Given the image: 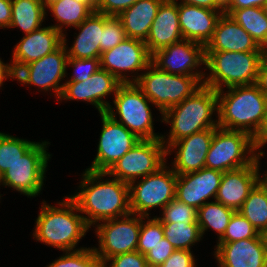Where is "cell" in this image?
I'll return each mask as SVG.
<instances>
[{
	"mask_svg": "<svg viewBox=\"0 0 267 267\" xmlns=\"http://www.w3.org/2000/svg\"><path fill=\"white\" fill-rule=\"evenodd\" d=\"M122 83L111 73L100 68L86 81L65 82L58 101L78 100L89 102L100 113H105L111 105L106 96L116 94ZM105 99V100H104Z\"/></svg>",
	"mask_w": 267,
	"mask_h": 267,
	"instance_id": "obj_17",
	"label": "cell"
},
{
	"mask_svg": "<svg viewBox=\"0 0 267 267\" xmlns=\"http://www.w3.org/2000/svg\"><path fill=\"white\" fill-rule=\"evenodd\" d=\"M151 59L145 41L127 37L116 47L101 53L100 68L121 83H135L140 77L138 71H144L151 64ZM128 72L134 73L132 77L127 75Z\"/></svg>",
	"mask_w": 267,
	"mask_h": 267,
	"instance_id": "obj_13",
	"label": "cell"
},
{
	"mask_svg": "<svg viewBox=\"0 0 267 267\" xmlns=\"http://www.w3.org/2000/svg\"><path fill=\"white\" fill-rule=\"evenodd\" d=\"M260 177L258 158L251 165L223 172L215 200L238 211Z\"/></svg>",
	"mask_w": 267,
	"mask_h": 267,
	"instance_id": "obj_20",
	"label": "cell"
},
{
	"mask_svg": "<svg viewBox=\"0 0 267 267\" xmlns=\"http://www.w3.org/2000/svg\"><path fill=\"white\" fill-rule=\"evenodd\" d=\"M232 0H217V3L225 10Z\"/></svg>",
	"mask_w": 267,
	"mask_h": 267,
	"instance_id": "obj_52",
	"label": "cell"
},
{
	"mask_svg": "<svg viewBox=\"0 0 267 267\" xmlns=\"http://www.w3.org/2000/svg\"><path fill=\"white\" fill-rule=\"evenodd\" d=\"M218 267H267V252L261 235L233 242H217Z\"/></svg>",
	"mask_w": 267,
	"mask_h": 267,
	"instance_id": "obj_22",
	"label": "cell"
},
{
	"mask_svg": "<svg viewBox=\"0 0 267 267\" xmlns=\"http://www.w3.org/2000/svg\"><path fill=\"white\" fill-rule=\"evenodd\" d=\"M174 251L175 248L167 238L164 237L145 255L148 266H160Z\"/></svg>",
	"mask_w": 267,
	"mask_h": 267,
	"instance_id": "obj_42",
	"label": "cell"
},
{
	"mask_svg": "<svg viewBox=\"0 0 267 267\" xmlns=\"http://www.w3.org/2000/svg\"><path fill=\"white\" fill-rule=\"evenodd\" d=\"M163 238V225L157 216L153 217L152 219L141 216V227L137 251L143 255H146Z\"/></svg>",
	"mask_w": 267,
	"mask_h": 267,
	"instance_id": "obj_36",
	"label": "cell"
},
{
	"mask_svg": "<svg viewBox=\"0 0 267 267\" xmlns=\"http://www.w3.org/2000/svg\"><path fill=\"white\" fill-rule=\"evenodd\" d=\"M63 44V35L50 26L25 34L14 46L11 67L14 74L28 63L39 60Z\"/></svg>",
	"mask_w": 267,
	"mask_h": 267,
	"instance_id": "obj_21",
	"label": "cell"
},
{
	"mask_svg": "<svg viewBox=\"0 0 267 267\" xmlns=\"http://www.w3.org/2000/svg\"><path fill=\"white\" fill-rule=\"evenodd\" d=\"M265 56V52H205L204 68L210 73L205 74L203 85L219 91L255 84Z\"/></svg>",
	"mask_w": 267,
	"mask_h": 267,
	"instance_id": "obj_5",
	"label": "cell"
},
{
	"mask_svg": "<svg viewBox=\"0 0 267 267\" xmlns=\"http://www.w3.org/2000/svg\"><path fill=\"white\" fill-rule=\"evenodd\" d=\"M215 129L209 128L184 137L166 149L167 156L171 155V152H175L176 156L171 163V168L177 175L196 172L205 167L206 155Z\"/></svg>",
	"mask_w": 267,
	"mask_h": 267,
	"instance_id": "obj_18",
	"label": "cell"
},
{
	"mask_svg": "<svg viewBox=\"0 0 267 267\" xmlns=\"http://www.w3.org/2000/svg\"><path fill=\"white\" fill-rule=\"evenodd\" d=\"M68 65L74 68V74H72L70 79L66 82H81L88 80L93 73L100 69V59L68 58L67 66Z\"/></svg>",
	"mask_w": 267,
	"mask_h": 267,
	"instance_id": "obj_40",
	"label": "cell"
},
{
	"mask_svg": "<svg viewBox=\"0 0 267 267\" xmlns=\"http://www.w3.org/2000/svg\"><path fill=\"white\" fill-rule=\"evenodd\" d=\"M166 147L161 139L140 140L106 173L109 177L130 183L157 172L167 162Z\"/></svg>",
	"mask_w": 267,
	"mask_h": 267,
	"instance_id": "obj_11",
	"label": "cell"
},
{
	"mask_svg": "<svg viewBox=\"0 0 267 267\" xmlns=\"http://www.w3.org/2000/svg\"><path fill=\"white\" fill-rule=\"evenodd\" d=\"M224 10H213L178 3V18L183 40L204 46L212 39L218 19Z\"/></svg>",
	"mask_w": 267,
	"mask_h": 267,
	"instance_id": "obj_24",
	"label": "cell"
},
{
	"mask_svg": "<svg viewBox=\"0 0 267 267\" xmlns=\"http://www.w3.org/2000/svg\"><path fill=\"white\" fill-rule=\"evenodd\" d=\"M100 116L103 125L99 136L97 155L91 166L86 169L106 173L141 139L125 126L113 120L107 113H100Z\"/></svg>",
	"mask_w": 267,
	"mask_h": 267,
	"instance_id": "obj_15",
	"label": "cell"
},
{
	"mask_svg": "<svg viewBox=\"0 0 267 267\" xmlns=\"http://www.w3.org/2000/svg\"><path fill=\"white\" fill-rule=\"evenodd\" d=\"M14 72L12 70L11 64L4 63L0 58V88L3 86V83L6 79H14Z\"/></svg>",
	"mask_w": 267,
	"mask_h": 267,
	"instance_id": "obj_50",
	"label": "cell"
},
{
	"mask_svg": "<svg viewBox=\"0 0 267 267\" xmlns=\"http://www.w3.org/2000/svg\"><path fill=\"white\" fill-rule=\"evenodd\" d=\"M102 222L95 225L99 247H92L102 263L115 255L137 251L141 216L130 213Z\"/></svg>",
	"mask_w": 267,
	"mask_h": 267,
	"instance_id": "obj_12",
	"label": "cell"
},
{
	"mask_svg": "<svg viewBox=\"0 0 267 267\" xmlns=\"http://www.w3.org/2000/svg\"><path fill=\"white\" fill-rule=\"evenodd\" d=\"M12 18L9 28H20L29 34L42 26L46 18L45 9L40 0H11Z\"/></svg>",
	"mask_w": 267,
	"mask_h": 267,
	"instance_id": "obj_28",
	"label": "cell"
},
{
	"mask_svg": "<svg viewBox=\"0 0 267 267\" xmlns=\"http://www.w3.org/2000/svg\"><path fill=\"white\" fill-rule=\"evenodd\" d=\"M36 142L0 132V176Z\"/></svg>",
	"mask_w": 267,
	"mask_h": 267,
	"instance_id": "obj_34",
	"label": "cell"
},
{
	"mask_svg": "<svg viewBox=\"0 0 267 267\" xmlns=\"http://www.w3.org/2000/svg\"><path fill=\"white\" fill-rule=\"evenodd\" d=\"M265 52L256 41L228 14L222 13L205 52Z\"/></svg>",
	"mask_w": 267,
	"mask_h": 267,
	"instance_id": "obj_23",
	"label": "cell"
},
{
	"mask_svg": "<svg viewBox=\"0 0 267 267\" xmlns=\"http://www.w3.org/2000/svg\"><path fill=\"white\" fill-rule=\"evenodd\" d=\"M267 0H232L226 9H243L247 7H261L266 4Z\"/></svg>",
	"mask_w": 267,
	"mask_h": 267,
	"instance_id": "obj_48",
	"label": "cell"
},
{
	"mask_svg": "<svg viewBox=\"0 0 267 267\" xmlns=\"http://www.w3.org/2000/svg\"><path fill=\"white\" fill-rule=\"evenodd\" d=\"M145 70L135 84L161 115L167 109L183 102L203 85L195 76L171 74L159 70L152 63Z\"/></svg>",
	"mask_w": 267,
	"mask_h": 267,
	"instance_id": "obj_6",
	"label": "cell"
},
{
	"mask_svg": "<svg viewBox=\"0 0 267 267\" xmlns=\"http://www.w3.org/2000/svg\"><path fill=\"white\" fill-rule=\"evenodd\" d=\"M68 55L64 44L57 50L42 57L39 60L32 61L21 67L14 76V79L22 85H33L38 87V91H53L57 100L63 90L64 83L62 79L68 77L67 74Z\"/></svg>",
	"mask_w": 267,
	"mask_h": 267,
	"instance_id": "obj_14",
	"label": "cell"
},
{
	"mask_svg": "<svg viewBox=\"0 0 267 267\" xmlns=\"http://www.w3.org/2000/svg\"><path fill=\"white\" fill-rule=\"evenodd\" d=\"M76 1L78 3H87L95 10L99 0H76Z\"/></svg>",
	"mask_w": 267,
	"mask_h": 267,
	"instance_id": "obj_51",
	"label": "cell"
},
{
	"mask_svg": "<svg viewBox=\"0 0 267 267\" xmlns=\"http://www.w3.org/2000/svg\"><path fill=\"white\" fill-rule=\"evenodd\" d=\"M107 173L85 169L79 192L69 197L76 203L88 226L131 213L129 185L119 179H103Z\"/></svg>",
	"mask_w": 267,
	"mask_h": 267,
	"instance_id": "obj_1",
	"label": "cell"
},
{
	"mask_svg": "<svg viewBox=\"0 0 267 267\" xmlns=\"http://www.w3.org/2000/svg\"><path fill=\"white\" fill-rule=\"evenodd\" d=\"M12 18L11 0H0V28H9Z\"/></svg>",
	"mask_w": 267,
	"mask_h": 267,
	"instance_id": "obj_46",
	"label": "cell"
},
{
	"mask_svg": "<svg viewBox=\"0 0 267 267\" xmlns=\"http://www.w3.org/2000/svg\"><path fill=\"white\" fill-rule=\"evenodd\" d=\"M49 144L47 141L36 142L0 176V186L13 188L28 198L40 195L52 156L46 151Z\"/></svg>",
	"mask_w": 267,
	"mask_h": 267,
	"instance_id": "obj_9",
	"label": "cell"
},
{
	"mask_svg": "<svg viewBox=\"0 0 267 267\" xmlns=\"http://www.w3.org/2000/svg\"><path fill=\"white\" fill-rule=\"evenodd\" d=\"M43 7L46 9L48 8L49 6H51L53 3L59 1V0H40Z\"/></svg>",
	"mask_w": 267,
	"mask_h": 267,
	"instance_id": "obj_53",
	"label": "cell"
},
{
	"mask_svg": "<svg viewBox=\"0 0 267 267\" xmlns=\"http://www.w3.org/2000/svg\"><path fill=\"white\" fill-rule=\"evenodd\" d=\"M164 0H138L117 16L126 37L146 41L158 7Z\"/></svg>",
	"mask_w": 267,
	"mask_h": 267,
	"instance_id": "obj_27",
	"label": "cell"
},
{
	"mask_svg": "<svg viewBox=\"0 0 267 267\" xmlns=\"http://www.w3.org/2000/svg\"><path fill=\"white\" fill-rule=\"evenodd\" d=\"M79 30L72 46L68 48L66 40V30L63 34V44L68 58L100 59L102 53V33H103V14L93 12L79 26L74 28Z\"/></svg>",
	"mask_w": 267,
	"mask_h": 267,
	"instance_id": "obj_26",
	"label": "cell"
},
{
	"mask_svg": "<svg viewBox=\"0 0 267 267\" xmlns=\"http://www.w3.org/2000/svg\"><path fill=\"white\" fill-rule=\"evenodd\" d=\"M260 235L262 237V240H263V243H264V247L266 248V252H267V229L263 230L260 233Z\"/></svg>",
	"mask_w": 267,
	"mask_h": 267,
	"instance_id": "obj_54",
	"label": "cell"
},
{
	"mask_svg": "<svg viewBox=\"0 0 267 267\" xmlns=\"http://www.w3.org/2000/svg\"><path fill=\"white\" fill-rule=\"evenodd\" d=\"M253 143H254L255 149L258 152V159L261 160L260 158L265 155V152L260 148H263L264 146H266V143H267V107H266V111H265L262 124L259 127L257 133L253 136Z\"/></svg>",
	"mask_w": 267,
	"mask_h": 267,
	"instance_id": "obj_45",
	"label": "cell"
},
{
	"mask_svg": "<svg viewBox=\"0 0 267 267\" xmlns=\"http://www.w3.org/2000/svg\"><path fill=\"white\" fill-rule=\"evenodd\" d=\"M257 158L258 152L250 134L217 127L206 155L205 167L226 172L251 165Z\"/></svg>",
	"mask_w": 267,
	"mask_h": 267,
	"instance_id": "obj_8",
	"label": "cell"
},
{
	"mask_svg": "<svg viewBox=\"0 0 267 267\" xmlns=\"http://www.w3.org/2000/svg\"><path fill=\"white\" fill-rule=\"evenodd\" d=\"M218 127L226 130L244 131L252 137L262 124L267 97L256 84L234 86L227 91H217Z\"/></svg>",
	"mask_w": 267,
	"mask_h": 267,
	"instance_id": "obj_4",
	"label": "cell"
},
{
	"mask_svg": "<svg viewBox=\"0 0 267 267\" xmlns=\"http://www.w3.org/2000/svg\"><path fill=\"white\" fill-rule=\"evenodd\" d=\"M263 9H264V12H265V14H266V16H267V2H266V4L263 6Z\"/></svg>",
	"mask_w": 267,
	"mask_h": 267,
	"instance_id": "obj_56",
	"label": "cell"
},
{
	"mask_svg": "<svg viewBox=\"0 0 267 267\" xmlns=\"http://www.w3.org/2000/svg\"><path fill=\"white\" fill-rule=\"evenodd\" d=\"M263 177H260V180L263 182V184L267 187V172L265 174L263 173Z\"/></svg>",
	"mask_w": 267,
	"mask_h": 267,
	"instance_id": "obj_55",
	"label": "cell"
},
{
	"mask_svg": "<svg viewBox=\"0 0 267 267\" xmlns=\"http://www.w3.org/2000/svg\"><path fill=\"white\" fill-rule=\"evenodd\" d=\"M205 60V46L203 44L182 40L154 52L151 63L159 70L171 74L195 76L203 83L206 73L198 69L205 65Z\"/></svg>",
	"mask_w": 267,
	"mask_h": 267,
	"instance_id": "obj_16",
	"label": "cell"
},
{
	"mask_svg": "<svg viewBox=\"0 0 267 267\" xmlns=\"http://www.w3.org/2000/svg\"><path fill=\"white\" fill-rule=\"evenodd\" d=\"M224 13L250 34L261 48H267V16L263 8L225 9Z\"/></svg>",
	"mask_w": 267,
	"mask_h": 267,
	"instance_id": "obj_29",
	"label": "cell"
},
{
	"mask_svg": "<svg viewBox=\"0 0 267 267\" xmlns=\"http://www.w3.org/2000/svg\"><path fill=\"white\" fill-rule=\"evenodd\" d=\"M110 262V263H109ZM149 267L145 255L133 251L115 255L103 263V267Z\"/></svg>",
	"mask_w": 267,
	"mask_h": 267,
	"instance_id": "obj_41",
	"label": "cell"
},
{
	"mask_svg": "<svg viewBox=\"0 0 267 267\" xmlns=\"http://www.w3.org/2000/svg\"><path fill=\"white\" fill-rule=\"evenodd\" d=\"M183 40L178 18V1L164 0L158 7L145 44L152 55Z\"/></svg>",
	"mask_w": 267,
	"mask_h": 267,
	"instance_id": "obj_25",
	"label": "cell"
},
{
	"mask_svg": "<svg viewBox=\"0 0 267 267\" xmlns=\"http://www.w3.org/2000/svg\"><path fill=\"white\" fill-rule=\"evenodd\" d=\"M125 38L127 37L121 20L103 14L102 53L116 47Z\"/></svg>",
	"mask_w": 267,
	"mask_h": 267,
	"instance_id": "obj_39",
	"label": "cell"
},
{
	"mask_svg": "<svg viewBox=\"0 0 267 267\" xmlns=\"http://www.w3.org/2000/svg\"><path fill=\"white\" fill-rule=\"evenodd\" d=\"M194 254L191 250L175 251L158 267H196Z\"/></svg>",
	"mask_w": 267,
	"mask_h": 267,
	"instance_id": "obj_44",
	"label": "cell"
},
{
	"mask_svg": "<svg viewBox=\"0 0 267 267\" xmlns=\"http://www.w3.org/2000/svg\"><path fill=\"white\" fill-rule=\"evenodd\" d=\"M161 211V217L157 216L161 222L198 224L197 210L176 198L171 200Z\"/></svg>",
	"mask_w": 267,
	"mask_h": 267,
	"instance_id": "obj_38",
	"label": "cell"
},
{
	"mask_svg": "<svg viewBox=\"0 0 267 267\" xmlns=\"http://www.w3.org/2000/svg\"><path fill=\"white\" fill-rule=\"evenodd\" d=\"M218 112L217 91L202 85L183 102L167 109L162 114V121L170 125L169 134L161 140L166 149L174 142L194 133L218 127V119H212Z\"/></svg>",
	"mask_w": 267,
	"mask_h": 267,
	"instance_id": "obj_3",
	"label": "cell"
},
{
	"mask_svg": "<svg viewBox=\"0 0 267 267\" xmlns=\"http://www.w3.org/2000/svg\"><path fill=\"white\" fill-rule=\"evenodd\" d=\"M171 1H177V0H171ZM180 1H181L180 3L187 4V5H193V6H198V7L213 9V10H224L217 3V0H180Z\"/></svg>",
	"mask_w": 267,
	"mask_h": 267,
	"instance_id": "obj_49",
	"label": "cell"
},
{
	"mask_svg": "<svg viewBox=\"0 0 267 267\" xmlns=\"http://www.w3.org/2000/svg\"><path fill=\"white\" fill-rule=\"evenodd\" d=\"M259 236V231L251 222L236 211L231 217L223 237L218 242H233Z\"/></svg>",
	"mask_w": 267,
	"mask_h": 267,
	"instance_id": "obj_37",
	"label": "cell"
},
{
	"mask_svg": "<svg viewBox=\"0 0 267 267\" xmlns=\"http://www.w3.org/2000/svg\"><path fill=\"white\" fill-rule=\"evenodd\" d=\"M255 84L258 86L260 91L267 97V56H265L260 63Z\"/></svg>",
	"mask_w": 267,
	"mask_h": 267,
	"instance_id": "obj_47",
	"label": "cell"
},
{
	"mask_svg": "<svg viewBox=\"0 0 267 267\" xmlns=\"http://www.w3.org/2000/svg\"><path fill=\"white\" fill-rule=\"evenodd\" d=\"M176 181L177 174L165 164L157 172L130 182L128 185L131 213L151 217L150 209H163L175 199Z\"/></svg>",
	"mask_w": 267,
	"mask_h": 267,
	"instance_id": "obj_10",
	"label": "cell"
},
{
	"mask_svg": "<svg viewBox=\"0 0 267 267\" xmlns=\"http://www.w3.org/2000/svg\"><path fill=\"white\" fill-rule=\"evenodd\" d=\"M47 267H103V263L93 248L86 247L75 251H64L62 256Z\"/></svg>",
	"mask_w": 267,
	"mask_h": 267,
	"instance_id": "obj_35",
	"label": "cell"
},
{
	"mask_svg": "<svg viewBox=\"0 0 267 267\" xmlns=\"http://www.w3.org/2000/svg\"><path fill=\"white\" fill-rule=\"evenodd\" d=\"M138 0H99L95 12L107 16H119Z\"/></svg>",
	"mask_w": 267,
	"mask_h": 267,
	"instance_id": "obj_43",
	"label": "cell"
},
{
	"mask_svg": "<svg viewBox=\"0 0 267 267\" xmlns=\"http://www.w3.org/2000/svg\"><path fill=\"white\" fill-rule=\"evenodd\" d=\"M164 237L175 249L191 250V246L202 239L198 224H186L184 222H161Z\"/></svg>",
	"mask_w": 267,
	"mask_h": 267,
	"instance_id": "obj_33",
	"label": "cell"
},
{
	"mask_svg": "<svg viewBox=\"0 0 267 267\" xmlns=\"http://www.w3.org/2000/svg\"><path fill=\"white\" fill-rule=\"evenodd\" d=\"M51 11L56 25H51L62 35L66 27L76 28L95 10L87 3H78L76 0H59L48 7ZM65 27V28H63Z\"/></svg>",
	"mask_w": 267,
	"mask_h": 267,
	"instance_id": "obj_30",
	"label": "cell"
},
{
	"mask_svg": "<svg viewBox=\"0 0 267 267\" xmlns=\"http://www.w3.org/2000/svg\"><path fill=\"white\" fill-rule=\"evenodd\" d=\"M63 199L57 203L59 207L47 204L43 200L32 234L34 240L63 252L85 248L76 249L90 227L79 212L76 203L69 196Z\"/></svg>",
	"mask_w": 267,
	"mask_h": 267,
	"instance_id": "obj_2",
	"label": "cell"
},
{
	"mask_svg": "<svg viewBox=\"0 0 267 267\" xmlns=\"http://www.w3.org/2000/svg\"><path fill=\"white\" fill-rule=\"evenodd\" d=\"M223 172L202 168L196 172L177 175L175 198L196 210L210 197L215 199Z\"/></svg>",
	"mask_w": 267,
	"mask_h": 267,
	"instance_id": "obj_19",
	"label": "cell"
},
{
	"mask_svg": "<svg viewBox=\"0 0 267 267\" xmlns=\"http://www.w3.org/2000/svg\"><path fill=\"white\" fill-rule=\"evenodd\" d=\"M235 212V210L224 206L216 200L206 202L202 207L198 208L196 215L202 238L205 231L213 229L218 234L217 241H219L223 237L227 225Z\"/></svg>",
	"mask_w": 267,
	"mask_h": 267,
	"instance_id": "obj_31",
	"label": "cell"
},
{
	"mask_svg": "<svg viewBox=\"0 0 267 267\" xmlns=\"http://www.w3.org/2000/svg\"><path fill=\"white\" fill-rule=\"evenodd\" d=\"M113 96L114 107L111 105L108 107L105 112L107 115L125 126L141 140L161 139L163 134L155 133L153 126L154 121L150 108L153 103L135 83H122ZM117 115H119V120L116 118Z\"/></svg>",
	"mask_w": 267,
	"mask_h": 267,
	"instance_id": "obj_7",
	"label": "cell"
},
{
	"mask_svg": "<svg viewBox=\"0 0 267 267\" xmlns=\"http://www.w3.org/2000/svg\"><path fill=\"white\" fill-rule=\"evenodd\" d=\"M238 212L261 233L267 229V187L260 180L249 192Z\"/></svg>",
	"mask_w": 267,
	"mask_h": 267,
	"instance_id": "obj_32",
	"label": "cell"
}]
</instances>
